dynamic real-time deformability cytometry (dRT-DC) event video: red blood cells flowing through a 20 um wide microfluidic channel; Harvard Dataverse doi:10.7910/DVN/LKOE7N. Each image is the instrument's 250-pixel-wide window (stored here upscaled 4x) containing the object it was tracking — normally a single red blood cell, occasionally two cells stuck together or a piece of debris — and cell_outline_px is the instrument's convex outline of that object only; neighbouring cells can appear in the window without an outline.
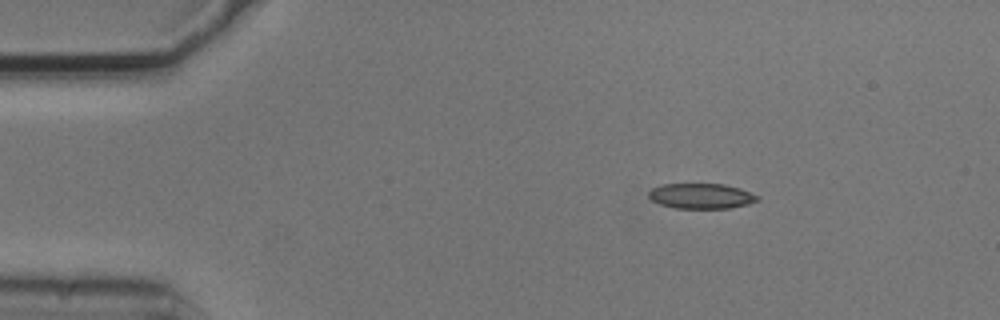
{"species": "common noctule bat (a hibernating species)", "species_latin": "Nyctalus noctula", "temperature_condition": "cold", "stored_images_in_passage": 3, "camera_frame_rate_fps": 3000, "um_per_image_px": 0.085, "animal": {"sex": "male", "body_mass_g": 20.5, "forearm_length_mm": 52.5}, "frame": {"image": 1, "passage_image": 1, "time_ms": 0.0, "image_size_px": [1000, 320], "cell_outline_px": [[760, 200], [748, 204], [728, 208], [676, 208], [660, 204], [652, 200], [648, 196], [648, 192], [652, 188], [660, 184], [724, 184], [740, 188], [760, 196]], "centroid_in_image_um": [59.61, 16.65], "position_along_channel_um": 25.4, "area_um2": 16.07}}